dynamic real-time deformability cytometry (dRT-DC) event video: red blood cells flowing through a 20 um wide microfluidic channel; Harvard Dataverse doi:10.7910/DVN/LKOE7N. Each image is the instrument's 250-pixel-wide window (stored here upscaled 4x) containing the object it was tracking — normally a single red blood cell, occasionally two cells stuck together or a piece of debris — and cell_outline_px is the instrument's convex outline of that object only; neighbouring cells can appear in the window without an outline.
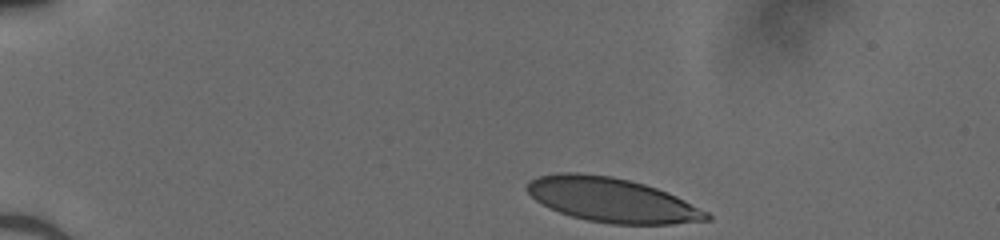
{"species": "human", "species_latin": "Homo sapiens", "temperature_condition": "cold", "stored_images_in_passage": 35, "camera_frame_rate_fps": 3000, "um_per_image_px": 0.085, "donor": {"sex": "male"}, "frame": {"image": 1, "passage_image": 1, "time_ms": 0.0, "image_size_px": [1000, 240], "cell_outline_px": [[712, 220], [672, 224], [612, 224], [588, 220], [572, 216], [548, 208], [536, 200], [528, 192], [528, 184], [532, 180], [540, 176], [556, 172], [576, 172], [612, 176], [644, 184], [668, 192], [708, 212], [712, 216]], "centroid_in_image_um": [52.04, 17.0], "position_along_channel_um": 33.0, "area_um2": 46.18}}
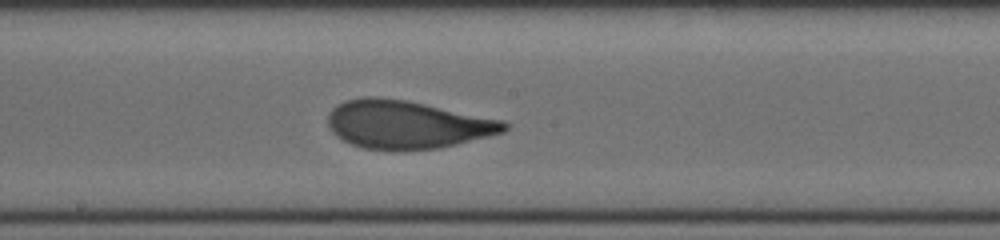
{"frame": {"image": 2, "passage_image": 20, "time_ms": 6.333, "image_size_px": [1000, 240], "cell_outline_px": [[508, 128], [504, 132], [440, 148], [364, 148], [352, 144], [336, 136], [332, 132], [328, 124], [328, 116], [332, 108], [336, 104], [344, 100], [360, 96], [380, 96], [408, 100], [504, 120], [508, 124]], "centroid_in_image_um": [34.58, 10.53], "position_along_channel_um": 213.6, "area_um2": 49.13}}
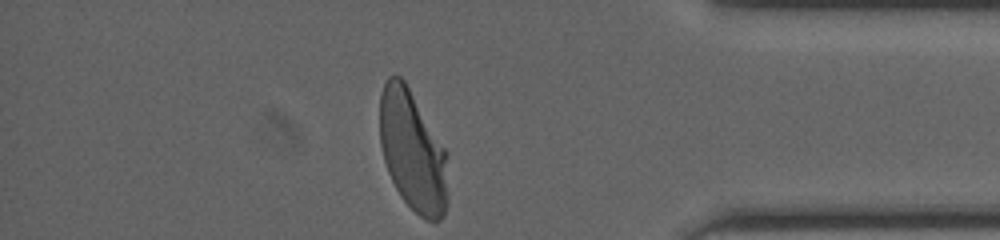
{"frame": {"image": 3, "passage_image": 35, "time_ms": 11.333, "image_size_px": [1000, 240], "cell_outline_px": [[448, 204], [444, 216], [440, 220], [424, 220], [400, 196], [388, 172], [384, 160], [380, 144], [380, 92], [388, 76], [400, 76], [404, 80], [444, 148], [448, 196]], "centroid_in_image_um": [35.05, 12.86], "position_along_channel_um": 400.1, "area_um2": 47.4}}